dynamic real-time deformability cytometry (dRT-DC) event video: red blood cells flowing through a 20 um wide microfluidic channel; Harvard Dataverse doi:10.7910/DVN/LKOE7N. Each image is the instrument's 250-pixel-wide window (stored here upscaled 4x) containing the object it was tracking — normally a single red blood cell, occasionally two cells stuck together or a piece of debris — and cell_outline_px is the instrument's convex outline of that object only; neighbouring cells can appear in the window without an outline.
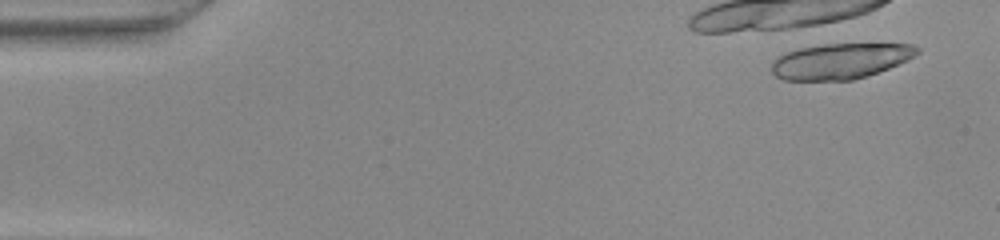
{"species": "common noctule bat (a hibernating species)", "species_latin": "Nyctalus noctula", "temperature_condition": "warm", "stored_images_in_passage": 4, "camera_frame_rate_fps": 3000, "um_per_image_px": 0.085, "animal": {"sex": "female", "body_mass_g": 22.0, "forearm_length_mm": 56.7}, "frame": {"image": 1, "passage_image": 3, "time_ms": 0.667, "image_size_px": [1000, 240], "cell_outline_px": [[920, 52], [908, 60], [888, 68], [852, 80], [784, 80], [776, 76], [772, 72], [772, 60], [788, 52], [800, 48], [824, 44], [912, 44], [920, 48]], "centroid_in_image_um": [71.44, 5.19], "position_along_channel_um": 13.6, "area_um2": 29.88}}